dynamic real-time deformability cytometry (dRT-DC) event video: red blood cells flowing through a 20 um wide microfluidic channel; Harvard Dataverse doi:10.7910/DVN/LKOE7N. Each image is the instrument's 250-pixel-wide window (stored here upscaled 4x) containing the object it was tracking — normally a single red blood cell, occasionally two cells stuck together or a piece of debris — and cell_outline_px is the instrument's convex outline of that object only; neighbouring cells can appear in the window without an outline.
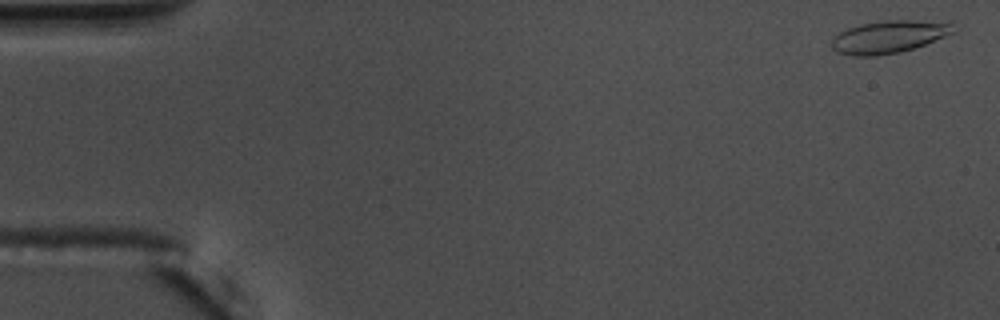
{"species": "common noctule bat (a hibernating species)", "species_latin": "Nyctalus noctula", "temperature_condition": "warm", "stored_images_in_passage": 11, "camera_frame_rate_fps": 3000, "um_per_image_px": 0.085, "animal": {"sex": "male", "body_mass_g": 17.5, "forearm_length_mm": 52.3}, "frame": {"image": 1, "passage_image": 2, "time_ms": 0.333, "image_size_px": [1000, 320], "cell_outline_px": [[956, 32], [924, 44], [900, 52], [876, 56], [856, 56], [836, 52], [832, 48], [832, 36], [848, 28], [860, 24], [884, 20], [908, 20], [952, 24]], "centroid_in_image_um": [75.48, 3.14], "position_along_channel_um": 9.5, "area_um2": 22.77}}